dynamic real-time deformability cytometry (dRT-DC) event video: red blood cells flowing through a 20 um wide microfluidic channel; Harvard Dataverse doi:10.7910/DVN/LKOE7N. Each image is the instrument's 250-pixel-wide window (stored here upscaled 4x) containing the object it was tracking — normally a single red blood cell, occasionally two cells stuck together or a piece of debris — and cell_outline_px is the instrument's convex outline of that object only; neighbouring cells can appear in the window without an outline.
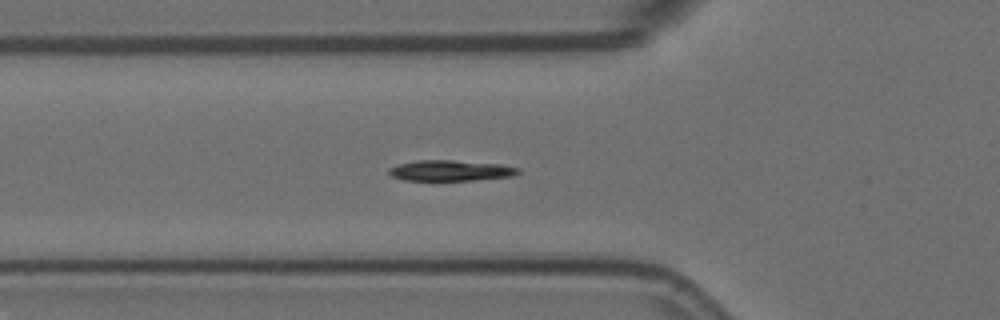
{"species": "Egyptian fruit bat (a non-hibernating species)", "species_latin": "Rousettus aegyptiacus", "temperature_condition": "room temperature", "stored_images_in_passage": 40, "segment_of_instrument_passage": [1, 2], "camera_frame_rate_fps": 3000, "um_per_image_px": 0.085, "animal": {"sex": "female"}, "frame": {"image": 1, "passage_image": 2, "time_ms": 0.333, "image_size_px": [1000, 320], "cell_outline_px": [[520, 172], [512, 176], [476, 180], [404, 180], [392, 176], [388, 172], [388, 168], [400, 164], [416, 160], [452, 160], [500, 164], [520, 168]], "centroid_in_image_um": [38.31, 14.49], "position_along_channel_um": 87.5, "area_um2": 15.55}}
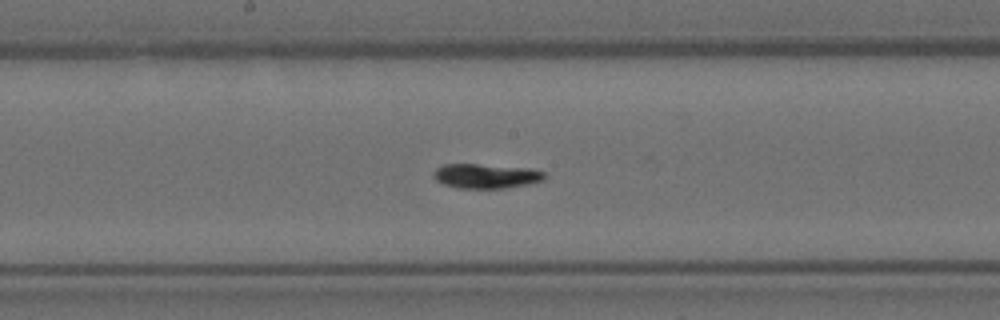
{"frame": {"image": 2, "passage_image": 12, "time_ms": 3.667, "image_size_px": [1000, 320], "cell_outline_px": [[548, 176], [544, 180], [528, 184], [508, 188], [456, 188], [444, 184], [436, 180], [432, 176], [436, 168], [444, 164], [476, 164], [532, 168], [544, 172]], "centroid_in_image_um": [41.34, 14.96], "position_along_channel_um": 206.9, "area_um2": 16.07}}
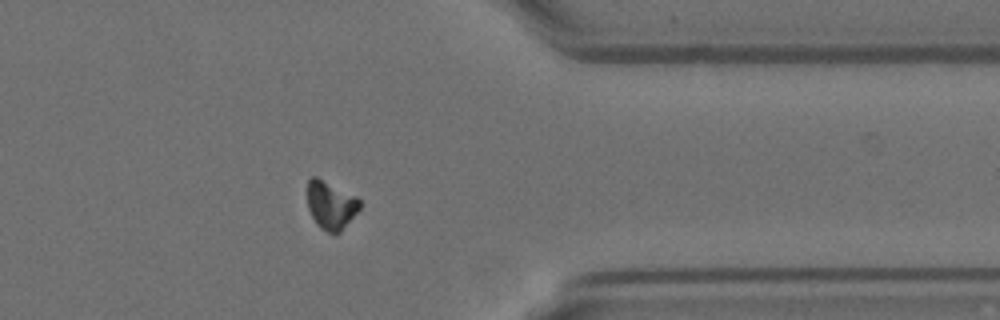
{"frame": {"image": 3, "passage_image": 28, "time_ms": 9.0, "image_size_px": [1000, 320], "cell_outline_px": [[360, 208], [340, 232], [328, 232], [320, 228], [316, 224], [308, 208], [308, 180], [312, 176], [316, 176], [356, 196], [360, 200]], "centroid_in_image_um": [28.11, 17.42], "position_along_channel_um": 383.3, "area_um2": 14.51}}